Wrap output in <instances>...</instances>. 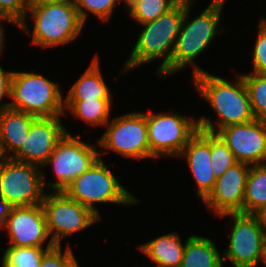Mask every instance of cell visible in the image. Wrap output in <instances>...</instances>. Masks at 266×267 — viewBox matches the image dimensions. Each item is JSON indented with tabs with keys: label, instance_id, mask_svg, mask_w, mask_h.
Segmentation results:
<instances>
[{
	"label": "cell",
	"instance_id": "obj_1",
	"mask_svg": "<svg viewBox=\"0 0 266 267\" xmlns=\"http://www.w3.org/2000/svg\"><path fill=\"white\" fill-rule=\"evenodd\" d=\"M191 0H180L167 13L156 20L143 23L137 42L125 63L124 72L155 59L163 58L157 69L159 76L169 75V63L176 38L184 18L185 7Z\"/></svg>",
	"mask_w": 266,
	"mask_h": 267
},
{
	"label": "cell",
	"instance_id": "obj_2",
	"mask_svg": "<svg viewBox=\"0 0 266 267\" xmlns=\"http://www.w3.org/2000/svg\"><path fill=\"white\" fill-rule=\"evenodd\" d=\"M193 1L191 0L185 7L184 18L169 63V75L179 72L188 64H193V76L204 72L194 64V60L204 52L217 34L223 32L218 27L226 0H213L199 16L186 23Z\"/></svg>",
	"mask_w": 266,
	"mask_h": 267
},
{
	"label": "cell",
	"instance_id": "obj_3",
	"mask_svg": "<svg viewBox=\"0 0 266 267\" xmlns=\"http://www.w3.org/2000/svg\"><path fill=\"white\" fill-rule=\"evenodd\" d=\"M194 86L209 102L220 120L217 129L246 123L255 119L242 75L234 83L206 71L193 76Z\"/></svg>",
	"mask_w": 266,
	"mask_h": 267
},
{
	"label": "cell",
	"instance_id": "obj_4",
	"mask_svg": "<svg viewBox=\"0 0 266 267\" xmlns=\"http://www.w3.org/2000/svg\"><path fill=\"white\" fill-rule=\"evenodd\" d=\"M28 11L34 20L32 44L44 48L65 45L83 30L75 2L39 0L30 3Z\"/></svg>",
	"mask_w": 266,
	"mask_h": 267
},
{
	"label": "cell",
	"instance_id": "obj_5",
	"mask_svg": "<svg viewBox=\"0 0 266 267\" xmlns=\"http://www.w3.org/2000/svg\"><path fill=\"white\" fill-rule=\"evenodd\" d=\"M68 197L79 204L89 208L100 219L95 203H118L136 204L139 202L117 181V177L112 174L104 165L102 156L93 165L75 180H73L63 191Z\"/></svg>",
	"mask_w": 266,
	"mask_h": 267
},
{
	"label": "cell",
	"instance_id": "obj_6",
	"mask_svg": "<svg viewBox=\"0 0 266 267\" xmlns=\"http://www.w3.org/2000/svg\"><path fill=\"white\" fill-rule=\"evenodd\" d=\"M59 86L46 77L30 72H13L10 108L35 115L52 117L65 114Z\"/></svg>",
	"mask_w": 266,
	"mask_h": 267
},
{
	"label": "cell",
	"instance_id": "obj_7",
	"mask_svg": "<svg viewBox=\"0 0 266 267\" xmlns=\"http://www.w3.org/2000/svg\"><path fill=\"white\" fill-rule=\"evenodd\" d=\"M34 164L2 157L0 160V195L13 207L41 204L43 172Z\"/></svg>",
	"mask_w": 266,
	"mask_h": 267
},
{
	"label": "cell",
	"instance_id": "obj_8",
	"mask_svg": "<svg viewBox=\"0 0 266 267\" xmlns=\"http://www.w3.org/2000/svg\"><path fill=\"white\" fill-rule=\"evenodd\" d=\"M198 129L217 133L233 153L237 162L250 165L264 164L266 160V121L254 119L216 131L210 118L201 116Z\"/></svg>",
	"mask_w": 266,
	"mask_h": 267
},
{
	"label": "cell",
	"instance_id": "obj_9",
	"mask_svg": "<svg viewBox=\"0 0 266 267\" xmlns=\"http://www.w3.org/2000/svg\"><path fill=\"white\" fill-rule=\"evenodd\" d=\"M233 217V228L224 259L233 267H257L262 259L263 243L266 238V224L261 215L226 213Z\"/></svg>",
	"mask_w": 266,
	"mask_h": 267
},
{
	"label": "cell",
	"instance_id": "obj_10",
	"mask_svg": "<svg viewBox=\"0 0 266 267\" xmlns=\"http://www.w3.org/2000/svg\"><path fill=\"white\" fill-rule=\"evenodd\" d=\"M106 132L98 139L103 149L125 157L150 158L146 113L136 112L115 117L106 125Z\"/></svg>",
	"mask_w": 266,
	"mask_h": 267
},
{
	"label": "cell",
	"instance_id": "obj_11",
	"mask_svg": "<svg viewBox=\"0 0 266 267\" xmlns=\"http://www.w3.org/2000/svg\"><path fill=\"white\" fill-rule=\"evenodd\" d=\"M150 158L178 156L198 131L197 120L182 115L146 113Z\"/></svg>",
	"mask_w": 266,
	"mask_h": 267
},
{
	"label": "cell",
	"instance_id": "obj_12",
	"mask_svg": "<svg viewBox=\"0 0 266 267\" xmlns=\"http://www.w3.org/2000/svg\"><path fill=\"white\" fill-rule=\"evenodd\" d=\"M54 193V194H53ZM45 193L41 203L47 224V230L54 245H61V238L90 227L101 220L89 208L68 197L63 191Z\"/></svg>",
	"mask_w": 266,
	"mask_h": 267
},
{
	"label": "cell",
	"instance_id": "obj_13",
	"mask_svg": "<svg viewBox=\"0 0 266 267\" xmlns=\"http://www.w3.org/2000/svg\"><path fill=\"white\" fill-rule=\"evenodd\" d=\"M78 139L80 137H73V135L67 132L58 142L44 165H53L58 181L46 184L43 179L44 187L45 185H50L55 191H64L73 180L87 171L100 157V151H98L95 145H88Z\"/></svg>",
	"mask_w": 266,
	"mask_h": 267
},
{
	"label": "cell",
	"instance_id": "obj_14",
	"mask_svg": "<svg viewBox=\"0 0 266 267\" xmlns=\"http://www.w3.org/2000/svg\"><path fill=\"white\" fill-rule=\"evenodd\" d=\"M67 132L60 116L37 117L32 122L21 149L11 158L43 167Z\"/></svg>",
	"mask_w": 266,
	"mask_h": 267
},
{
	"label": "cell",
	"instance_id": "obj_15",
	"mask_svg": "<svg viewBox=\"0 0 266 267\" xmlns=\"http://www.w3.org/2000/svg\"><path fill=\"white\" fill-rule=\"evenodd\" d=\"M251 165L237 162L216 179L214 189L204 200L209 210L218 216L226 213H243L245 186Z\"/></svg>",
	"mask_w": 266,
	"mask_h": 267
},
{
	"label": "cell",
	"instance_id": "obj_16",
	"mask_svg": "<svg viewBox=\"0 0 266 267\" xmlns=\"http://www.w3.org/2000/svg\"><path fill=\"white\" fill-rule=\"evenodd\" d=\"M4 228L9 234V246L43 247L42 244L49 237L41 204L13 207Z\"/></svg>",
	"mask_w": 266,
	"mask_h": 267
},
{
	"label": "cell",
	"instance_id": "obj_17",
	"mask_svg": "<svg viewBox=\"0 0 266 267\" xmlns=\"http://www.w3.org/2000/svg\"><path fill=\"white\" fill-rule=\"evenodd\" d=\"M178 156L186 157L198 186V196L204 201L215 186L211 164V132L198 129Z\"/></svg>",
	"mask_w": 266,
	"mask_h": 267
},
{
	"label": "cell",
	"instance_id": "obj_18",
	"mask_svg": "<svg viewBox=\"0 0 266 267\" xmlns=\"http://www.w3.org/2000/svg\"><path fill=\"white\" fill-rule=\"evenodd\" d=\"M37 117L13 108L0 110V153L11 158L22 147L32 122ZM8 151L13 154L7 156Z\"/></svg>",
	"mask_w": 266,
	"mask_h": 267
},
{
	"label": "cell",
	"instance_id": "obj_19",
	"mask_svg": "<svg viewBox=\"0 0 266 267\" xmlns=\"http://www.w3.org/2000/svg\"><path fill=\"white\" fill-rule=\"evenodd\" d=\"M185 245L178 234L169 233L142 244L139 250L156 263V267H180Z\"/></svg>",
	"mask_w": 266,
	"mask_h": 267
},
{
	"label": "cell",
	"instance_id": "obj_20",
	"mask_svg": "<svg viewBox=\"0 0 266 267\" xmlns=\"http://www.w3.org/2000/svg\"><path fill=\"white\" fill-rule=\"evenodd\" d=\"M222 260L212 240L191 235L186 240L180 267H223Z\"/></svg>",
	"mask_w": 266,
	"mask_h": 267
},
{
	"label": "cell",
	"instance_id": "obj_21",
	"mask_svg": "<svg viewBox=\"0 0 266 267\" xmlns=\"http://www.w3.org/2000/svg\"><path fill=\"white\" fill-rule=\"evenodd\" d=\"M97 55L81 77L73 84L65 100H86L95 98H111L99 68Z\"/></svg>",
	"mask_w": 266,
	"mask_h": 267
},
{
	"label": "cell",
	"instance_id": "obj_22",
	"mask_svg": "<svg viewBox=\"0 0 266 267\" xmlns=\"http://www.w3.org/2000/svg\"><path fill=\"white\" fill-rule=\"evenodd\" d=\"M266 210V163L251 165L245 186L243 214L262 215Z\"/></svg>",
	"mask_w": 266,
	"mask_h": 267
},
{
	"label": "cell",
	"instance_id": "obj_23",
	"mask_svg": "<svg viewBox=\"0 0 266 267\" xmlns=\"http://www.w3.org/2000/svg\"><path fill=\"white\" fill-rule=\"evenodd\" d=\"M111 103L112 98L64 100V109H68L76 118L92 126L102 125L104 127L110 121Z\"/></svg>",
	"mask_w": 266,
	"mask_h": 267
},
{
	"label": "cell",
	"instance_id": "obj_24",
	"mask_svg": "<svg viewBox=\"0 0 266 267\" xmlns=\"http://www.w3.org/2000/svg\"><path fill=\"white\" fill-rule=\"evenodd\" d=\"M54 246L50 240L46 249L43 247L8 246L2 257V267H41L44 253Z\"/></svg>",
	"mask_w": 266,
	"mask_h": 267
},
{
	"label": "cell",
	"instance_id": "obj_25",
	"mask_svg": "<svg viewBox=\"0 0 266 267\" xmlns=\"http://www.w3.org/2000/svg\"><path fill=\"white\" fill-rule=\"evenodd\" d=\"M255 119L266 121V74H242Z\"/></svg>",
	"mask_w": 266,
	"mask_h": 267
},
{
	"label": "cell",
	"instance_id": "obj_26",
	"mask_svg": "<svg viewBox=\"0 0 266 267\" xmlns=\"http://www.w3.org/2000/svg\"><path fill=\"white\" fill-rule=\"evenodd\" d=\"M180 0H137L129 7L130 16L141 25L167 13Z\"/></svg>",
	"mask_w": 266,
	"mask_h": 267
},
{
	"label": "cell",
	"instance_id": "obj_27",
	"mask_svg": "<svg viewBox=\"0 0 266 267\" xmlns=\"http://www.w3.org/2000/svg\"><path fill=\"white\" fill-rule=\"evenodd\" d=\"M211 164L212 172L217 178L235 163H237L233 153L228 148L226 143L217 134L211 132Z\"/></svg>",
	"mask_w": 266,
	"mask_h": 267
},
{
	"label": "cell",
	"instance_id": "obj_28",
	"mask_svg": "<svg viewBox=\"0 0 266 267\" xmlns=\"http://www.w3.org/2000/svg\"><path fill=\"white\" fill-rule=\"evenodd\" d=\"M117 1L119 0H76L75 5L83 23L87 20V12L98 16L102 21H107Z\"/></svg>",
	"mask_w": 266,
	"mask_h": 267
},
{
	"label": "cell",
	"instance_id": "obj_29",
	"mask_svg": "<svg viewBox=\"0 0 266 267\" xmlns=\"http://www.w3.org/2000/svg\"><path fill=\"white\" fill-rule=\"evenodd\" d=\"M29 6L28 0H0V14L8 16L30 34L25 20Z\"/></svg>",
	"mask_w": 266,
	"mask_h": 267
},
{
	"label": "cell",
	"instance_id": "obj_30",
	"mask_svg": "<svg viewBox=\"0 0 266 267\" xmlns=\"http://www.w3.org/2000/svg\"><path fill=\"white\" fill-rule=\"evenodd\" d=\"M253 57V71L251 73L266 74V19L261 18L256 38Z\"/></svg>",
	"mask_w": 266,
	"mask_h": 267
},
{
	"label": "cell",
	"instance_id": "obj_31",
	"mask_svg": "<svg viewBox=\"0 0 266 267\" xmlns=\"http://www.w3.org/2000/svg\"><path fill=\"white\" fill-rule=\"evenodd\" d=\"M72 256L73 252L70 246H67L64 254H62L61 245H54L44 253L41 267H63Z\"/></svg>",
	"mask_w": 266,
	"mask_h": 267
},
{
	"label": "cell",
	"instance_id": "obj_32",
	"mask_svg": "<svg viewBox=\"0 0 266 267\" xmlns=\"http://www.w3.org/2000/svg\"><path fill=\"white\" fill-rule=\"evenodd\" d=\"M12 75V71L5 72L0 66V102L5 95L10 97ZM9 106L10 104L8 102L2 106L0 105V110L9 108Z\"/></svg>",
	"mask_w": 266,
	"mask_h": 267
},
{
	"label": "cell",
	"instance_id": "obj_33",
	"mask_svg": "<svg viewBox=\"0 0 266 267\" xmlns=\"http://www.w3.org/2000/svg\"><path fill=\"white\" fill-rule=\"evenodd\" d=\"M13 206L0 195V228L4 229L6 219L10 215Z\"/></svg>",
	"mask_w": 266,
	"mask_h": 267
},
{
	"label": "cell",
	"instance_id": "obj_34",
	"mask_svg": "<svg viewBox=\"0 0 266 267\" xmlns=\"http://www.w3.org/2000/svg\"><path fill=\"white\" fill-rule=\"evenodd\" d=\"M5 21V20H8L9 22H11L12 24H16L17 26H19L14 20H12L11 18H9L8 16H5V15H2L0 14V21ZM4 29H3V26L1 25V22H0V55L3 51V43H4Z\"/></svg>",
	"mask_w": 266,
	"mask_h": 267
},
{
	"label": "cell",
	"instance_id": "obj_35",
	"mask_svg": "<svg viewBox=\"0 0 266 267\" xmlns=\"http://www.w3.org/2000/svg\"><path fill=\"white\" fill-rule=\"evenodd\" d=\"M63 267H79L78 262L73 255L64 265Z\"/></svg>",
	"mask_w": 266,
	"mask_h": 267
},
{
	"label": "cell",
	"instance_id": "obj_36",
	"mask_svg": "<svg viewBox=\"0 0 266 267\" xmlns=\"http://www.w3.org/2000/svg\"><path fill=\"white\" fill-rule=\"evenodd\" d=\"M261 261H263L266 264V238H265V241L263 243V251H262Z\"/></svg>",
	"mask_w": 266,
	"mask_h": 267
},
{
	"label": "cell",
	"instance_id": "obj_37",
	"mask_svg": "<svg viewBox=\"0 0 266 267\" xmlns=\"http://www.w3.org/2000/svg\"><path fill=\"white\" fill-rule=\"evenodd\" d=\"M123 2L127 5V7H130L132 4H134L137 0H119V2Z\"/></svg>",
	"mask_w": 266,
	"mask_h": 267
},
{
	"label": "cell",
	"instance_id": "obj_38",
	"mask_svg": "<svg viewBox=\"0 0 266 267\" xmlns=\"http://www.w3.org/2000/svg\"><path fill=\"white\" fill-rule=\"evenodd\" d=\"M261 216H262V218H263V221H264L265 224H266V210H265V212H264Z\"/></svg>",
	"mask_w": 266,
	"mask_h": 267
},
{
	"label": "cell",
	"instance_id": "obj_39",
	"mask_svg": "<svg viewBox=\"0 0 266 267\" xmlns=\"http://www.w3.org/2000/svg\"><path fill=\"white\" fill-rule=\"evenodd\" d=\"M58 1H70V2H75L76 0H58Z\"/></svg>",
	"mask_w": 266,
	"mask_h": 267
},
{
	"label": "cell",
	"instance_id": "obj_40",
	"mask_svg": "<svg viewBox=\"0 0 266 267\" xmlns=\"http://www.w3.org/2000/svg\"><path fill=\"white\" fill-rule=\"evenodd\" d=\"M28 1H29V3H33V2L39 1V0H28Z\"/></svg>",
	"mask_w": 266,
	"mask_h": 267
}]
</instances>
